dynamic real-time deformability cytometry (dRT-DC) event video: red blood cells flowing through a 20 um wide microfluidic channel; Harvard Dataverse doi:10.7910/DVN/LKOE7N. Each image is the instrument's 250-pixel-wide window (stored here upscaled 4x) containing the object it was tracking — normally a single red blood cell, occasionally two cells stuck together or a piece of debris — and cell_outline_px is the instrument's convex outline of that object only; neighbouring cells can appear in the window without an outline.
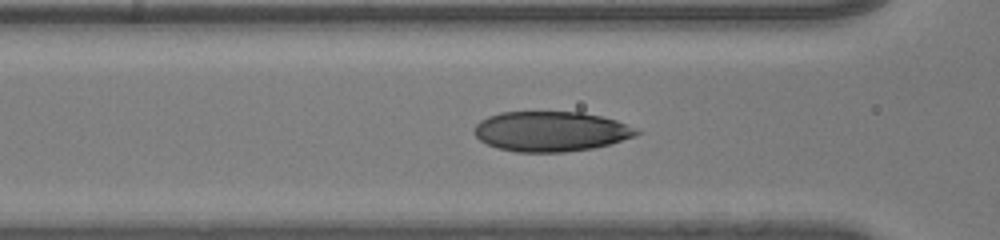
{"species": "human", "species_latin": "Homo sapiens", "temperature_condition": "room temperature", "stored_images_in_passage": 39, "camera_frame_rate_fps": 3000, "um_per_image_px": 0.085, "donor": {"sex": "male"}, "frame": {"image": 1, "passage_image": 14, "time_ms": 4.333, "image_size_px": [1000, 240], "cell_outline_px": [[640, 132], [636, 136], [608, 144], [592, 148], [564, 152], [516, 152], [496, 148], [480, 140], [472, 132], [472, 128], [480, 120], [488, 116], [500, 112], [580, 112], [600, 116], [616, 120], [636, 128]], "centroid_in_image_um": [46.78, 11.17], "position_along_channel_um": 119.8, "area_um2": 37.92}}
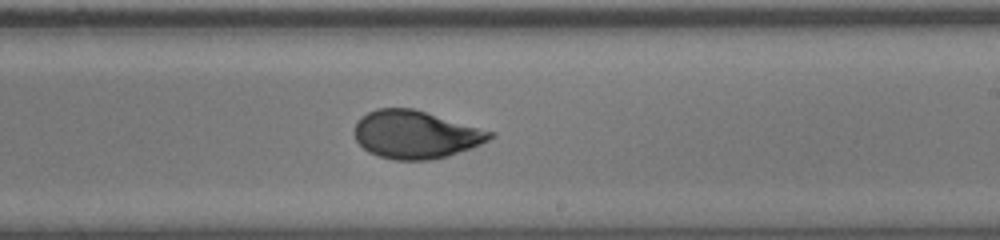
{"frame": {"image": 2, "passage_image": 24, "time_ms": 7.667, "image_size_px": [1000, 240], "cell_outline_px": [[496, 136], [472, 148], [448, 156], [432, 160], [392, 160], [368, 152], [356, 140], [352, 132], [356, 120], [360, 116], [376, 108], [412, 108], [496, 132]], "centroid_in_image_um": [35.31, 11.44], "position_along_channel_um": 253.7, "area_um2": 38.21}}
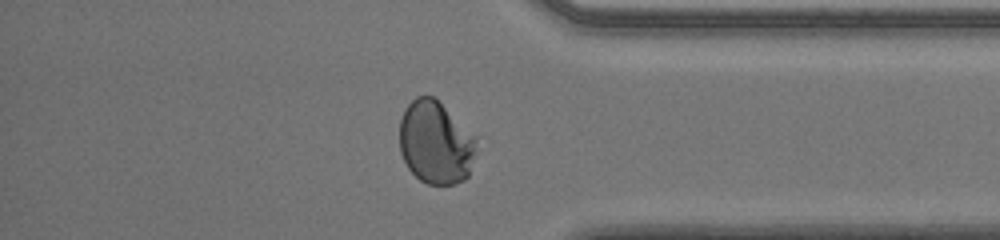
{"frame": {"image": 3, "passage_image": 35, "time_ms": 11.333, "image_size_px": [1000, 240], "cell_outline_px": [[476, 148], [468, 176], [464, 180], [452, 184], [428, 184], [420, 180], [408, 168], [400, 152], [400, 120], [404, 108], [416, 96], [432, 96], [476, 136]], "centroid_in_image_um": [37.01, 12.12], "position_along_channel_um": 398.2, "area_um2": 36.93}}